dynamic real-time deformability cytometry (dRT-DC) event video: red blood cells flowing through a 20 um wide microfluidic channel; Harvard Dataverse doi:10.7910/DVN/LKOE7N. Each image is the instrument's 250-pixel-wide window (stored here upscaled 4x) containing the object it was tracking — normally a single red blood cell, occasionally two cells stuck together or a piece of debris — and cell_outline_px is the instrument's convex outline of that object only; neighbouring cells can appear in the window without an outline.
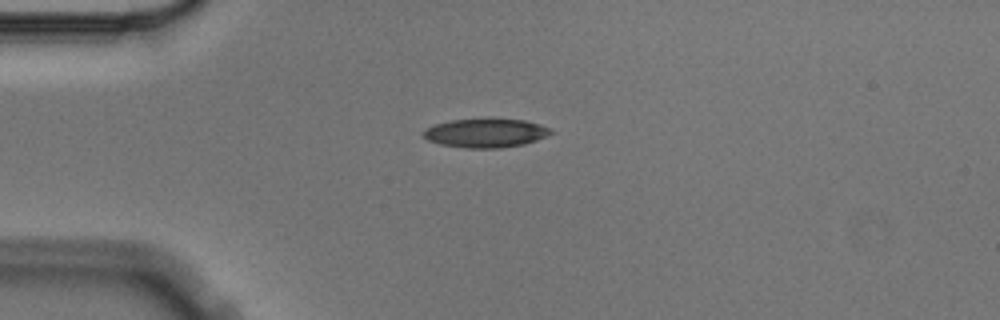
{"species": "Egyptian fruit bat (a non-hibernating species)", "species_latin": "Rousettus aegyptiacus", "temperature_condition": "cold", "stored_images_in_passage": 10, "camera_frame_rate_fps": 3000, "um_per_image_px": 0.085, "animal": {"sex": "male"}, "frame": {"image": 1, "passage_image": 4, "time_ms": 1.0, "image_size_px": [1000, 320], "cell_outline_px": [[552, 132], [536, 140], [524, 144], [500, 148], [468, 148], [440, 144], [428, 140], [424, 136], [424, 128], [432, 124], [452, 120], [488, 116], [524, 120], [540, 124], [548, 128]], "centroid_in_image_um": [41.24, 11.26], "position_along_channel_um": 43.8, "area_um2": 21.96}}
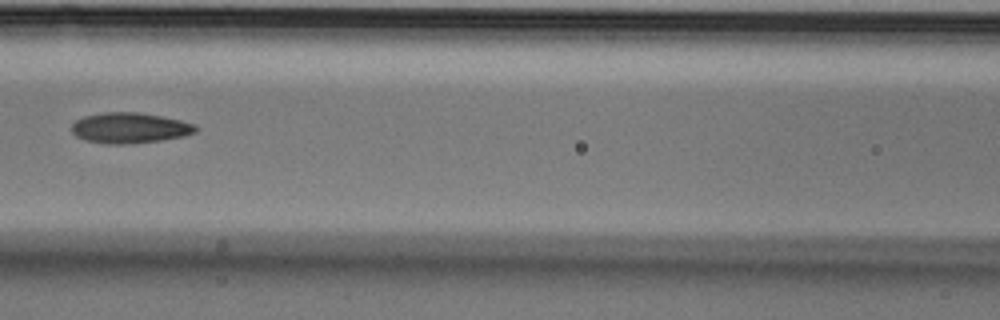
{"frame": {"image": 2, "passage_image": 7, "time_ms": 2.0, "image_size_px": [1000, 320], "cell_outline_px": [[200, 128], [196, 132], [184, 136], [160, 140], [132, 144], [108, 144], [84, 140], [76, 136], [72, 132], [72, 124], [76, 120], [84, 116], [104, 112], [136, 112], [160, 116], [180, 120], [196, 124]], "centroid_in_image_um": [11.04, 10.88], "position_along_channel_um": 155.6, "area_um2": 22.2}}
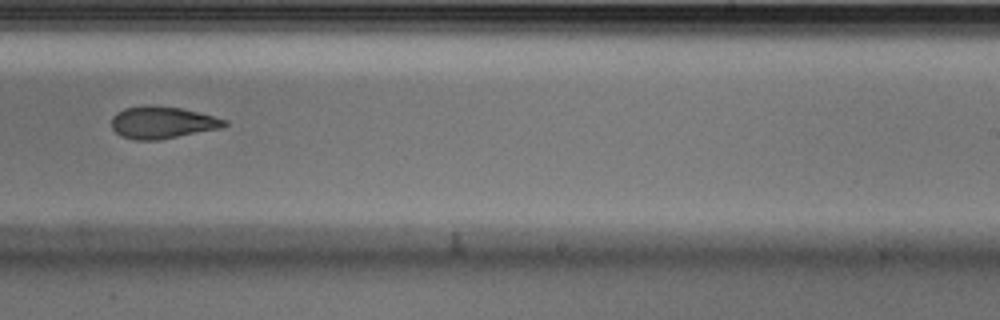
{"frame": {"image": 3, "passage_image": 10, "time_ms": 3.0, "image_size_px": [1000, 320], "cell_outline_px": [[228, 124], [220, 128], [160, 140], [136, 140], [120, 136], [112, 128], [112, 116], [116, 112], [124, 108], [144, 104], [152, 104], [180, 108], [228, 120]], "centroid_in_image_um": [13.75, 10.4], "position_along_channel_um": 275.3, "area_um2": 21.27}}